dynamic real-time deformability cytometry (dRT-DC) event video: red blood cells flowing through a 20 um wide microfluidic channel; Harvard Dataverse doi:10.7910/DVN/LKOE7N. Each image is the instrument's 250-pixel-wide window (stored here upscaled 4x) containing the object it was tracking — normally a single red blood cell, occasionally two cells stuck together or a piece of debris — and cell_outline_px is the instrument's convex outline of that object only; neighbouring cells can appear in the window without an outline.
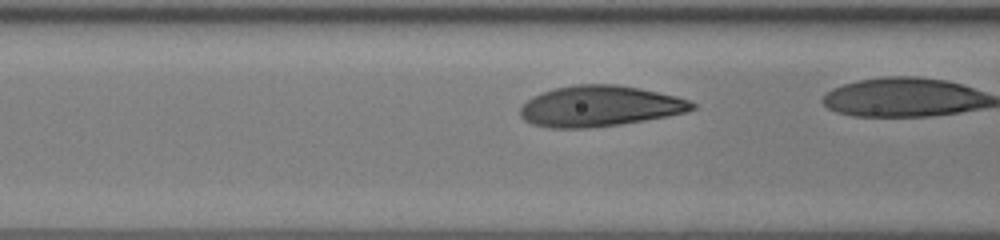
{"species": "human", "species_latin": "Homo sapiens", "temperature_condition": "room temperature", "stored_images_in_passage": 33, "camera_frame_rate_fps": 3000, "um_per_image_px": 0.085, "donor": {"sex": "female"}, "frame": {"image": 1, "passage_image": 13, "time_ms": 4.0, "image_size_px": [1000, 240], "cell_outline_px": [[696, 108], [688, 112], [668, 116], [620, 124], [592, 128], [548, 128], [532, 124], [524, 120], [520, 116], [520, 108], [532, 96], [552, 88], [572, 84], [616, 84], [640, 88], [676, 96], [688, 100], [696, 104]], "centroid_in_image_um": [50.96, 9.02], "position_along_channel_um": 115.6, "area_um2": 41.15}}
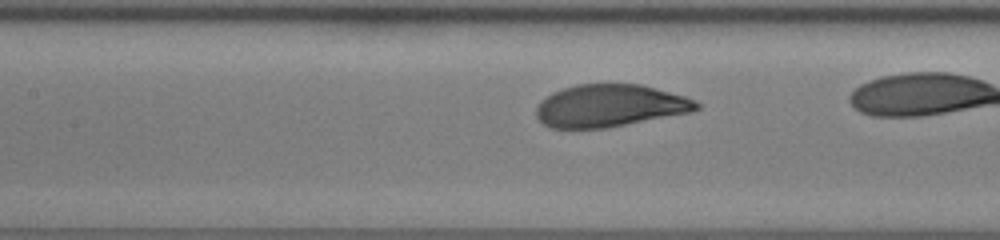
{"frame": {"image": 2, "passage_image": 16, "time_ms": 5.0, "image_size_px": [1000, 240], "cell_outline_px": [[700, 108], [688, 112], [604, 128], [552, 128], [544, 124], [536, 116], [536, 104], [540, 100], [552, 92], [564, 88], [580, 84], [640, 84], [684, 96], [696, 100], [700, 104]], "centroid_in_image_um": [51.78, 8.98], "position_along_channel_um": 155.6, "area_um2": 39.19}}